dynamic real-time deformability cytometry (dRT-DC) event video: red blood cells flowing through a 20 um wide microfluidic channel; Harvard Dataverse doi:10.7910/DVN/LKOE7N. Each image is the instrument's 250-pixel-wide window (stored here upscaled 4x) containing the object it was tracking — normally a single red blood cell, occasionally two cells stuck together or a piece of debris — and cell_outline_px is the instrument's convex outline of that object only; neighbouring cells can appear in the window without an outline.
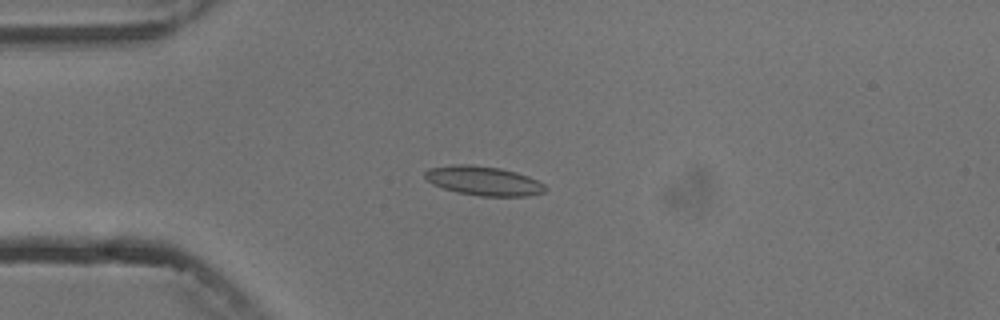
{"species": "common noctule bat (a hibernating species)", "species_latin": "Nyctalus noctula", "temperature_condition": "cold", "stored_images_in_passage": 5, "camera_frame_rate_fps": 3000, "um_per_image_px": 0.085, "animal": {"sex": "male", "body_mass_g": 13.3}, "frame": {"image": 1, "passage_image": 3, "time_ms": 2.333, "image_size_px": [1000, 320], "cell_outline_px": [[548, 188], [544, 192], [528, 196], [480, 196], [456, 192], [432, 184], [424, 176], [424, 172], [428, 168], [452, 164], [468, 164], [500, 168], [516, 172], [528, 176], [544, 184]], "centroid_in_image_um": [41.09, 15.37], "position_along_channel_um": 43.9, "area_um2": 20.58}}
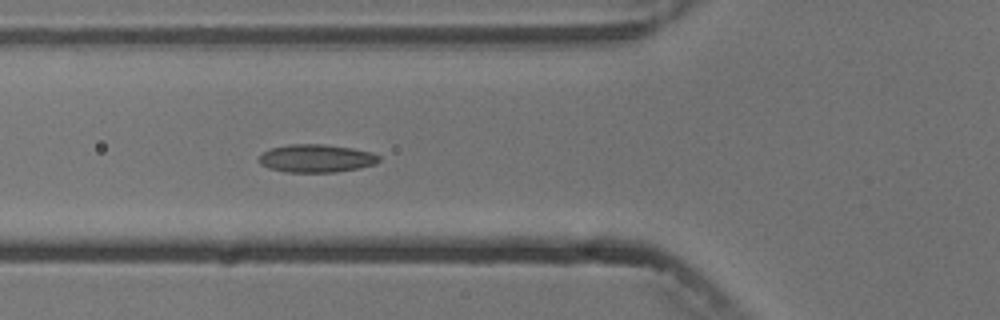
{"frame": {"image": 2, "passage_image": 5, "time_ms": 4.333, "image_size_px": [1000, 320], "cell_outline_px": [[380, 160], [376, 164], [336, 172], [284, 172], [268, 168], [260, 164], [260, 156], [264, 152], [272, 148], [292, 144], [324, 144], [352, 148], [372, 152], [380, 156]], "centroid_in_image_um": [26.9, 13.46], "position_along_channel_um": 98.9, "area_um2": 19.48}}